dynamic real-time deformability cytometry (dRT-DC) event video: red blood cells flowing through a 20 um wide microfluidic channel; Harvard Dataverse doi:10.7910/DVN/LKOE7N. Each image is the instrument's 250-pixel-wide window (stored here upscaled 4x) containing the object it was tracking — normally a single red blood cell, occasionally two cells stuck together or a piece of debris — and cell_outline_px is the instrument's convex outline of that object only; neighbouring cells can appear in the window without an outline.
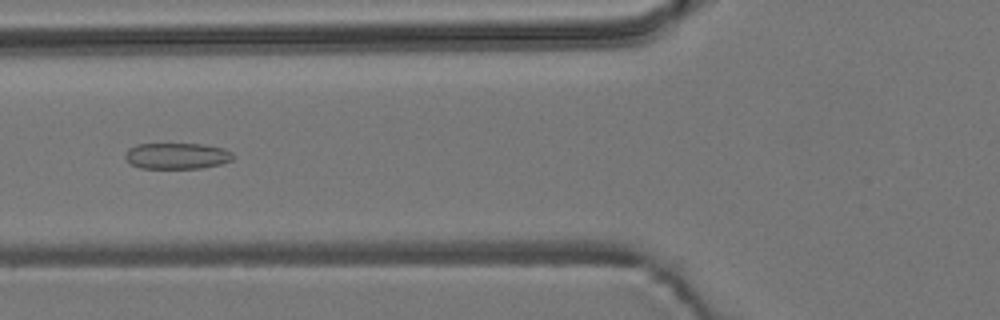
{"species": "common noctule bat (a hibernating species)", "species_latin": "Nyctalus noctula", "temperature_condition": "room temperature", "stored_images_in_passage": 5, "camera_frame_rate_fps": 3000, "um_per_image_px": 0.085, "animal": {"sex": "male", "body_mass_g": 19.2, "forearm_length_mm": 51.8}, "frame": {"image": 1, "passage_image": 3, "time_ms": 0.667, "image_size_px": [1000, 320], "cell_outline_px": [[232, 160], [220, 164], [200, 168], [140, 168], [132, 164], [124, 156], [128, 148], [136, 144], [204, 144], [224, 148], [232, 152]], "centroid_in_image_um": [15.03, 13.24], "position_along_channel_um": 110.8, "area_um2": 16.36}}
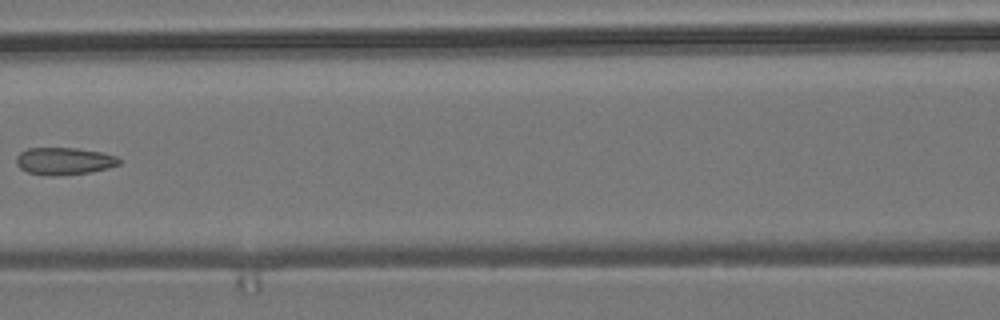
{"frame": {"image": 2, "passage_image": 4, "time_ms": 1.0, "image_size_px": [1000, 320], "cell_outline_px": [[120, 164], [108, 168], [92, 172], [52, 176], [48, 176], [28, 172], [20, 168], [16, 164], [16, 156], [20, 152], [28, 148], [76, 148], [100, 152], [116, 156], [120, 160]], "centroid_in_image_um": [5.43, 13.69], "position_along_channel_um": 161.2, "area_um2": 16.36}}
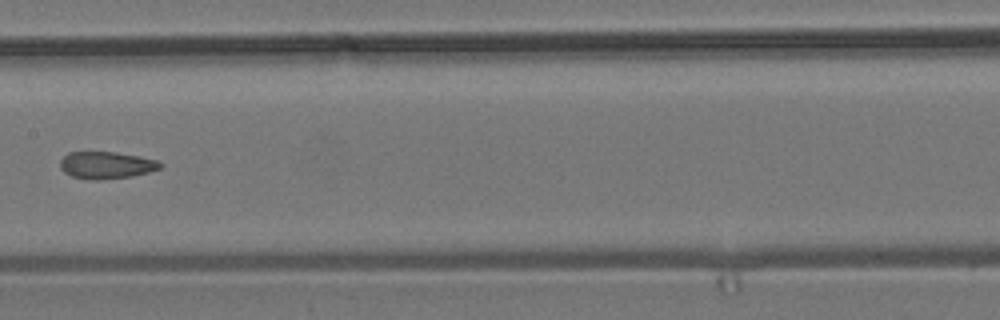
{"frame": {"image": 3, "passage_image": 5, "time_ms": 1.333, "image_size_px": [1000, 320], "cell_outline_px": [[164, 164], [160, 168], [148, 172], [132, 176], [96, 180], [92, 180], [72, 176], [64, 172], [60, 168], [60, 160], [68, 152], [116, 152], [156, 160]], "centroid_in_image_um": [9.01, 14.03], "position_along_channel_um": 198.4, "area_um2": 15.66}}